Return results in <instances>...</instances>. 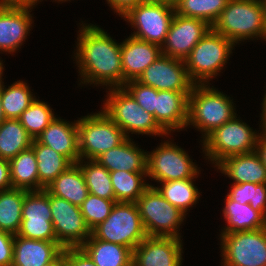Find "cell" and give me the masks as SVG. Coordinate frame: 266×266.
Wrapping results in <instances>:
<instances>
[{
  "label": "cell",
  "instance_id": "6da1fadb",
  "mask_svg": "<svg viewBox=\"0 0 266 266\" xmlns=\"http://www.w3.org/2000/svg\"><path fill=\"white\" fill-rule=\"evenodd\" d=\"M81 28L75 54L81 82L123 87L121 44L95 25L83 24Z\"/></svg>",
  "mask_w": 266,
  "mask_h": 266
},
{
  "label": "cell",
  "instance_id": "7a4b0ae2",
  "mask_svg": "<svg viewBox=\"0 0 266 266\" xmlns=\"http://www.w3.org/2000/svg\"><path fill=\"white\" fill-rule=\"evenodd\" d=\"M212 29L234 44L254 37L266 39L265 1L230 0Z\"/></svg>",
  "mask_w": 266,
  "mask_h": 266
},
{
  "label": "cell",
  "instance_id": "3957f363",
  "mask_svg": "<svg viewBox=\"0 0 266 266\" xmlns=\"http://www.w3.org/2000/svg\"><path fill=\"white\" fill-rule=\"evenodd\" d=\"M230 97L208 84H194L188 98L187 124L204 134L203 139L214 129L232 120L236 113Z\"/></svg>",
  "mask_w": 266,
  "mask_h": 266
},
{
  "label": "cell",
  "instance_id": "277c9868",
  "mask_svg": "<svg viewBox=\"0 0 266 266\" xmlns=\"http://www.w3.org/2000/svg\"><path fill=\"white\" fill-rule=\"evenodd\" d=\"M234 45L211 28L184 60L190 80L194 84H209V79L216 77L227 63Z\"/></svg>",
  "mask_w": 266,
  "mask_h": 266
},
{
  "label": "cell",
  "instance_id": "5b68a950",
  "mask_svg": "<svg viewBox=\"0 0 266 266\" xmlns=\"http://www.w3.org/2000/svg\"><path fill=\"white\" fill-rule=\"evenodd\" d=\"M108 99L104 103V113L116 123L126 138L129 133L168 135L156 122L154 115L137 104L132 95L124 88H109ZM128 134V135H127Z\"/></svg>",
  "mask_w": 266,
  "mask_h": 266
},
{
  "label": "cell",
  "instance_id": "8992f818",
  "mask_svg": "<svg viewBox=\"0 0 266 266\" xmlns=\"http://www.w3.org/2000/svg\"><path fill=\"white\" fill-rule=\"evenodd\" d=\"M260 134L235 116L203 139V151L216 167L229 156L254 152Z\"/></svg>",
  "mask_w": 266,
  "mask_h": 266
},
{
  "label": "cell",
  "instance_id": "52a82bcc",
  "mask_svg": "<svg viewBox=\"0 0 266 266\" xmlns=\"http://www.w3.org/2000/svg\"><path fill=\"white\" fill-rule=\"evenodd\" d=\"M91 234L99 240L121 244L133 251L146 237L136 203L116 202L110 215Z\"/></svg>",
  "mask_w": 266,
  "mask_h": 266
},
{
  "label": "cell",
  "instance_id": "ba28073f",
  "mask_svg": "<svg viewBox=\"0 0 266 266\" xmlns=\"http://www.w3.org/2000/svg\"><path fill=\"white\" fill-rule=\"evenodd\" d=\"M147 236L174 237L186 214L167 201L150 185L135 202Z\"/></svg>",
  "mask_w": 266,
  "mask_h": 266
},
{
  "label": "cell",
  "instance_id": "9c48e42d",
  "mask_svg": "<svg viewBox=\"0 0 266 266\" xmlns=\"http://www.w3.org/2000/svg\"><path fill=\"white\" fill-rule=\"evenodd\" d=\"M80 159L96 160L121 144L126 136L103 110L77 120Z\"/></svg>",
  "mask_w": 266,
  "mask_h": 266
},
{
  "label": "cell",
  "instance_id": "30bf717a",
  "mask_svg": "<svg viewBox=\"0 0 266 266\" xmlns=\"http://www.w3.org/2000/svg\"><path fill=\"white\" fill-rule=\"evenodd\" d=\"M175 15L174 5L166 2L144 1L131 8L124 16L137 29L132 37L159 45L166 40L171 21Z\"/></svg>",
  "mask_w": 266,
  "mask_h": 266
},
{
  "label": "cell",
  "instance_id": "8fae6325",
  "mask_svg": "<svg viewBox=\"0 0 266 266\" xmlns=\"http://www.w3.org/2000/svg\"><path fill=\"white\" fill-rule=\"evenodd\" d=\"M220 236L223 266H266V227Z\"/></svg>",
  "mask_w": 266,
  "mask_h": 266
},
{
  "label": "cell",
  "instance_id": "7c38bea8",
  "mask_svg": "<svg viewBox=\"0 0 266 266\" xmlns=\"http://www.w3.org/2000/svg\"><path fill=\"white\" fill-rule=\"evenodd\" d=\"M150 153H147L146 176L157 182L196 178L199 174L186 151L168 140Z\"/></svg>",
  "mask_w": 266,
  "mask_h": 266
},
{
  "label": "cell",
  "instance_id": "4fadbf2b",
  "mask_svg": "<svg viewBox=\"0 0 266 266\" xmlns=\"http://www.w3.org/2000/svg\"><path fill=\"white\" fill-rule=\"evenodd\" d=\"M17 235L26 239L57 241L52 224L50 193L46 189L25 190L22 221Z\"/></svg>",
  "mask_w": 266,
  "mask_h": 266
},
{
  "label": "cell",
  "instance_id": "5bb4252c",
  "mask_svg": "<svg viewBox=\"0 0 266 266\" xmlns=\"http://www.w3.org/2000/svg\"><path fill=\"white\" fill-rule=\"evenodd\" d=\"M52 224L56 240L63 248H78L91 236L80 207L50 194Z\"/></svg>",
  "mask_w": 266,
  "mask_h": 266
},
{
  "label": "cell",
  "instance_id": "9a60e30c",
  "mask_svg": "<svg viewBox=\"0 0 266 266\" xmlns=\"http://www.w3.org/2000/svg\"><path fill=\"white\" fill-rule=\"evenodd\" d=\"M212 28L207 22L175 13L164 44L162 55L185 60L194 46Z\"/></svg>",
  "mask_w": 266,
  "mask_h": 266
},
{
  "label": "cell",
  "instance_id": "2e32d148",
  "mask_svg": "<svg viewBox=\"0 0 266 266\" xmlns=\"http://www.w3.org/2000/svg\"><path fill=\"white\" fill-rule=\"evenodd\" d=\"M137 81L156 90L191 92L194 83L190 80L184 60L161 55L150 64Z\"/></svg>",
  "mask_w": 266,
  "mask_h": 266
},
{
  "label": "cell",
  "instance_id": "e0dca14e",
  "mask_svg": "<svg viewBox=\"0 0 266 266\" xmlns=\"http://www.w3.org/2000/svg\"><path fill=\"white\" fill-rule=\"evenodd\" d=\"M181 244L174 237L147 236L132 251V266H181Z\"/></svg>",
  "mask_w": 266,
  "mask_h": 266
},
{
  "label": "cell",
  "instance_id": "ac0fdd59",
  "mask_svg": "<svg viewBox=\"0 0 266 266\" xmlns=\"http://www.w3.org/2000/svg\"><path fill=\"white\" fill-rule=\"evenodd\" d=\"M33 6L3 5L0 8V50L12 53L23 45L32 22Z\"/></svg>",
  "mask_w": 266,
  "mask_h": 266
},
{
  "label": "cell",
  "instance_id": "d6986e66",
  "mask_svg": "<svg viewBox=\"0 0 266 266\" xmlns=\"http://www.w3.org/2000/svg\"><path fill=\"white\" fill-rule=\"evenodd\" d=\"M162 55L159 45L129 36L121 43L123 86L137 80L143 71Z\"/></svg>",
  "mask_w": 266,
  "mask_h": 266
},
{
  "label": "cell",
  "instance_id": "ffe728a7",
  "mask_svg": "<svg viewBox=\"0 0 266 266\" xmlns=\"http://www.w3.org/2000/svg\"><path fill=\"white\" fill-rule=\"evenodd\" d=\"M190 93L158 90L155 103V120L168 135L171 131L186 127Z\"/></svg>",
  "mask_w": 266,
  "mask_h": 266
},
{
  "label": "cell",
  "instance_id": "44dd1931",
  "mask_svg": "<svg viewBox=\"0 0 266 266\" xmlns=\"http://www.w3.org/2000/svg\"><path fill=\"white\" fill-rule=\"evenodd\" d=\"M36 140L65 156L72 164L80 160L77 122L55 117Z\"/></svg>",
  "mask_w": 266,
  "mask_h": 266
},
{
  "label": "cell",
  "instance_id": "7402d4cb",
  "mask_svg": "<svg viewBox=\"0 0 266 266\" xmlns=\"http://www.w3.org/2000/svg\"><path fill=\"white\" fill-rule=\"evenodd\" d=\"M63 249L58 241L26 239L14 235L11 266H43L53 261Z\"/></svg>",
  "mask_w": 266,
  "mask_h": 266
},
{
  "label": "cell",
  "instance_id": "603a6c76",
  "mask_svg": "<svg viewBox=\"0 0 266 266\" xmlns=\"http://www.w3.org/2000/svg\"><path fill=\"white\" fill-rule=\"evenodd\" d=\"M96 161L109 172L124 170L146 173L147 171V152L137 147L130 138H126L117 147L100 155Z\"/></svg>",
  "mask_w": 266,
  "mask_h": 266
},
{
  "label": "cell",
  "instance_id": "cb8c5ba5",
  "mask_svg": "<svg viewBox=\"0 0 266 266\" xmlns=\"http://www.w3.org/2000/svg\"><path fill=\"white\" fill-rule=\"evenodd\" d=\"M217 168L230 177L235 184L266 183V168L254 151L248 154L233 155L223 159Z\"/></svg>",
  "mask_w": 266,
  "mask_h": 266
},
{
  "label": "cell",
  "instance_id": "d4e9b609",
  "mask_svg": "<svg viewBox=\"0 0 266 266\" xmlns=\"http://www.w3.org/2000/svg\"><path fill=\"white\" fill-rule=\"evenodd\" d=\"M50 194L80 206L89 190L80 166L75 163L58 175L46 188Z\"/></svg>",
  "mask_w": 266,
  "mask_h": 266
},
{
  "label": "cell",
  "instance_id": "484cf974",
  "mask_svg": "<svg viewBox=\"0 0 266 266\" xmlns=\"http://www.w3.org/2000/svg\"><path fill=\"white\" fill-rule=\"evenodd\" d=\"M80 248L97 266H132V251L121 244L99 240L91 234Z\"/></svg>",
  "mask_w": 266,
  "mask_h": 266
},
{
  "label": "cell",
  "instance_id": "4316f807",
  "mask_svg": "<svg viewBox=\"0 0 266 266\" xmlns=\"http://www.w3.org/2000/svg\"><path fill=\"white\" fill-rule=\"evenodd\" d=\"M225 208L223 214L227 221V226L222 230L221 234L254 231L266 227V218L259 212L254 210L250 204H240L231 200L228 196L225 200Z\"/></svg>",
  "mask_w": 266,
  "mask_h": 266
},
{
  "label": "cell",
  "instance_id": "83f0119b",
  "mask_svg": "<svg viewBox=\"0 0 266 266\" xmlns=\"http://www.w3.org/2000/svg\"><path fill=\"white\" fill-rule=\"evenodd\" d=\"M37 160L32 147L9 161L12 188L39 191Z\"/></svg>",
  "mask_w": 266,
  "mask_h": 266
},
{
  "label": "cell",
  "instance_id": "f1b7e54d",
  "mask_svg": "<svg viewBox=\"0 0 266 266\" xmlns=\"http://www.w3.org/2000/svg\"><path fill=\"white\" fill-rule=\"evenodd\" d=\"M31 147L38 162L39 190L45 189L58 175L72 165L65 156L39 143L36 139Z\"/></svg>",
  "mask_w": 266,
  "mask_h": 266
},
{
  "label": "cell",
  "instance_id": "f546056e",
  "mask_svg": "<svg viewBox=\"0 0 266 266\" xmlns=\"http://www.w3.org/2000/svg\"><path fill=\"white\" fill-rule=\"evenodd\" d=\"M33 138L19 119H5L0 124V158L10 161L18 153L29 149Z\"/></svg>",
  "mask_w": 266,
  "mask_h": 266
},
{
  "label": "cell",
  "instance_id": "4dcf8cb0",
  "mask_svg": "<svg viewBox=\"0 0 266 266\" xmlns=\"http://www.w3.org/2000/svg\"><path fill=\"white\" fill-rule=\"evenodd\" d=\"M25 190L11 188L0 191V230L17 235L22 221Z\"/></svg>",
  "mask_w": 266,
  "mask_h": 266
},
{
  "label": "cell",
  "instance_id": "1f68e13d",
  "mask_svg": "<svg viewBox=\"0 0 266 266\" xmlns=\"http://www.w3.org/2000/svg\"><path fill=\"white\" fill-rule=\"evenodd\" d=\"M147 173L128 172L117 170L110 172L112 187L116 202L135 203L144 191L150 186L143 177Z\"/></svg>",
  "mask_w": 266,
  "mask_h": 266
},
{
  "label": "cell",
  "instance_id": "d6a6232c",
  "mask_svg": "<svg viewBox=\"0 0 266 266\" xmlns=\"http://www.w3.org/2000/svg\"><path fill=\"white\" fill-rule=\"evenodd\" d=\"M193 179L195 178L161 182L162 186L155 188L167 201L186 214L188 208L195 205L200 197Z\"/></svg>",
  "mask_w": 266,
  "mask_h": 266
},
{
  "label": "cell",
  "instance_id": "836d02e7",
  "mask_svg": "<svg viewBox=\"0 0 266 266\" xmlns=\"http://www.w3.org/2000/svg\"><path fill=\"white\" fill-rule=\"evenodd\" d=\"M29 85L23 81H17L8 86L2 85L0 96L3 112L6 119H19L21 114L35 100Z\"/></svg>",
  "mask_w": 266,
  "mask_h": 266
},
{
  "label": "cell",
  "instance_id": "e575fe53",
  "mask_svg": "<svg viewBox=\"0 0 266 266\" xmlns=\"http://www.w3.org/2000/svg\"><path fill=\"white\" fill-rule=\"evenodd\" d=\"M83 161L84 159H80L77 164L84 175L89 193L103 199L115 200V193L108 169L101 166L96 160L84 161V164Z\"/></svg>",
  "mask_w": 266,
  "mask_h": 266
},
{
  "label": "cell",
  "instance_id": "d590c367",
  "mask_svg": "<svg viewBox=\"0 0 266 266\" xmlns=\"http://www.w3.org/2000/svg\"><path fill=\"white\" fill-rule=\"evenodd\" d=\"M230 0H178L175 13L184 17L201 19L213 25Z\"/></svg>",
  "mask_w": 266,
  "mask_h": 266
},
{
  "label": "cell",
  "instance_id": "8d00e7d4",
  "mask_svg": "<svg viewBox=\"0 0 266 266\" xmlns=\"http://www.w3.org/2000/svg\"><path fill=\"white\" fill-rule=\"evenodd\" d=\"M55 118L49 105L35 98L21 114L19 121L29 135L35 140Z\"/></svg>",
  "mask_w": 266,
  "mask_h": 266
},
{
  "label": "cell",
  "instance_id": "74e56055",
  "mask_svg": "<svg viewBox=\"0 0 266 266\" xmlns=\"http://www.w3.org/2000/svg\"><path fill=\"white\" fill-rule=\"evenodd\" d=\"M227 196L240 204H250L266 218V183H241L231 185Z\"/></svg>",
  "mask_w": 266,
  "mask_h": 266
},
{
  "label": "cell",
  "instance_id": "f35d334b",
  "mask_svg": "<svg viewBox=\"0 0 266 266\" xmlns=\"http://www.w3.org/2000/svg\"><path fill=\"white\" fill-rule=\"evenodd\" d=\"M116 200L103 199L93 194H88L87 198L79 206L85 223L92 231L110 215Z\"/></svg>",
  "mask_w": 266,
  "mask_h": 266
},
{
  "label": "cell",
  "instance_id": "ab89813d",
  "mask_svg": "<svg viewBox=\"0 0 266 266\" xmlns=\"http://www.w3.org/2000/svg\"><path fill=\"white\" fill-rule=\"evenodd\" d=\"M123 87L132 95L138 105L154 115L155 118V103L158 90L137 80L128 81Z\"/></svg>",
  "mask_w": 266,
  "mask_h": 266
},
{
  "label": "cell",
  "instance_id": "60d3db41",
  "mask_svg": "<svg viewBox=\"0 0 266 266\" xmlns=\"http://www.w3.org/2000/svg\"><path fill=\"white\" fill-rule=\"evenodd\" d=\"M14 235L0 230V266H11L13 261Z\"/></svg>",
  "mask_w": 266,
  "mask_h": 266
},
{
  "label": "cell",
  "instance_id": "b9f144b4",
  "mask_svg": "<svg viewBox=\"0 0 266 266\" xmlns=\"http://www.w3.org/2000/svg\"><path fill=\"white\" fill-rule=\"evenodd\" d=\"M65 266H97L80 248H64Z\"/></svg>",
  "mask_w": 266,
  "mask_h": 266
},
{
  "label": "cell",
  "instance_id": "7bdbcfd3",
  "mask_svg": "<svg viewBox=\"0 0 266 266\" xmlns=\"http://www.w3.org/2000/svg\"><path fill=\"white\" fill-rule=\"evenodd\" d=\"M118 15L124 16L131 8L147 0H106Z\"/></svg>",
  "mask_w": 266,
  "mask_h": 266
},
{
  "label": "cell",
  "instance_id": "ee69618b",
  "mask_svg": "<svg viewBox=\"0 0 266 266\" xmlns=\"http://www.w3.org/2000/svg\"><path fill=\"white\" fill-rule=\"evenodd\" d=\"M11 176L9 161L0 158V191L11 189Z\"/></svg>",
  "mask_w": 266,
  "mask_h": 266
},
{
  "label": "cell",
  "instance_id": "f6af8a7d",
  "mask_svg": "<svg viewBox=\"0 0 266 266\" xmlns=\"http://www.w3.org/2000/svg\"><path fill=\"white\" fill-rule=\"evenodd\" d=\"M255 152L259 155L261 162L263 163L264 167L266 168V133L262 132L258 139Z\"/></svg>",
  "mask_w": 266,
  "mask_h": 266
},
{
  "label": "cell",
  "instance_id": "bcb514c9",
  "mask_svg": "<svg viewBox=\"0 0 266 266\" xmlns=\"http://www.w3.org/2000/svg\"><path fill=\"white\" fill-rule=\"evenodd\" d=\"M38 1L41 0H0L3 5H27L34 6Z\"/></svg>",
  "mask_w": 266,
  "mask_h": 266
},
{
  "label": "cell",
  "instance_id": "7dc6e473",
  "mask_svg": "<svg viewBox=\"0 0 266 266\" xmlns=\"http://www.w3.org/2000/svg\"><path fill=\"white\" fill-rule=\"evenodd\" d=\"M43 266H65L64 249L53 261Z\"/></svg>",
  "mask_w": 266,
  "mask_h": 266
},
{
  "label": "cell",
  "instance_id": "c3c4849f",
  "mask_svg": "<svg viewBox=\"0 0 266 266\" xmlns=\"http://www.w3.org/2000/svg\"><path fill=\"white\" fill-rule=\"evenodd\" d=\"M263 107H262V114H261V122H262V126H260L262 128V132L266 133V94L263 98V103H262Z\"/></svg>",
  "mask_w": 266,
  "mask_h": 266
},
{
  "label": "cell",
  "instance_id": "681fc988",
  "mask_svg": "<svg viewBox=\"0 0 266 266\" xmlns=\"http://www.w3.org/2000/svg\"><path fill=\"white\" fill-rule=\"evenodd\" d=\"M5 115L3 112L2 104H1V96H0V124L5 120Z\"/></svg>",
  "mask_w": 266,
  "mask_h": 266
},
{
  "label": "cell",
  "instance_id": "f907efd6",
  "mask_svg": "<svg viewBox=\"0 0 266 266\" xmlns=\"http://www.w3.org/2000/svg\"><path fill=\"white\" fill-rule=\"evenodd\" d=\"M3 63H2V61L0 60V91H1V88H2V85H3V83L4 82H2V74H3Z\"/></svg>",
  "mask_w": 266,
  "mask_h": 266
},
{
  "label": "cell",
  "instance_id": "816d5d0a",
  "mask_svg": "<svg viewBox=\"0 0 266 266\" xmlns=\"http://www.w3.org/2000/svg\"><path fill=\"white\" fill-rule=\"evenodd\" d=\"M149 1L166 2L174 5L178 0H149Z\"/></svg>",
  "mask_w": 266,
  "mask_h": 266
},
{
  "label": "cell",
  "instance_id": "f5cc1de1",
  "mask_svg": "<svg viewBox=\"0 0 266 266\" xmlns=\"http://www.w3.org/2000/svg\"><path fill=\"white\" fill-rule=\"evenodd\" d=\"M264 1H265V31H266V0H264Z\"/></svg>",
  "mask_w": 266,
  "mask_h": 266
}]
</instances>
